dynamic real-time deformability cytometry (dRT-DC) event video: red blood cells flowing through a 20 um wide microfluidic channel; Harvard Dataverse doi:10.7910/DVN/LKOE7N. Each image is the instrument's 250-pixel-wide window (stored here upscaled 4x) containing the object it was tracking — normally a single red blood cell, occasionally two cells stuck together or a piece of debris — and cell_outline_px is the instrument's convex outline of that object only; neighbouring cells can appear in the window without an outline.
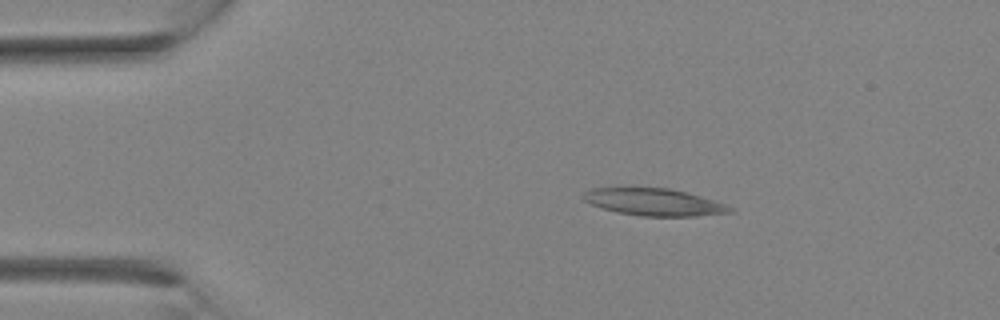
{"species": "Egyptian fruit bat (a non-hibernating species)", "species_latin": "Rousettus aegyptiacus", "temperature_condition": "room temperature", "stored_images_in_passage": 1, "camera_frame_rate_fps": 3000, "um_per_image_px": 0.085, "animal": {"sex": "female"}, "frame": {"image": 1, "passage_image": 1, "time_ms": 0.0, "image_size_px": [1000, 320], "cell_outline_px": [[736, 212], [696, 216], [640, 216], [616, 212], [592, 204], [584, 200], [580, 196], [584, 192], [592, 188], [668, 188], [688, 192], [724, 204], [732, 208]], "centroid_in_image_um": [55.59, 17.18], "position_along_channel_um": 29.4, "area_um2": 23.06}}